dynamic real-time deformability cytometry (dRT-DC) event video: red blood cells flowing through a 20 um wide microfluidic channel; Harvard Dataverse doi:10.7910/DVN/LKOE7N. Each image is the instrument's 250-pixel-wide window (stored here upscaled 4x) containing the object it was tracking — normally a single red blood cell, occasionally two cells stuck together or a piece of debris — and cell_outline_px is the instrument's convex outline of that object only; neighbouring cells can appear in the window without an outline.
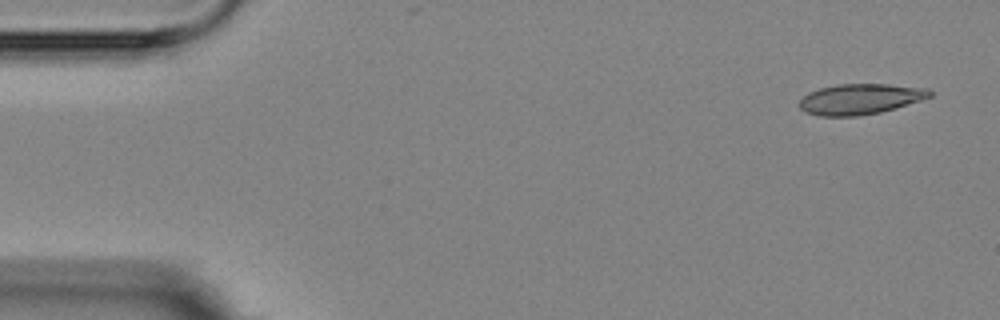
{"species": "Egyptian fruit bat (a non-hibernating species)", "species_latin": "Rousettus aegyptiacus", "temperature_condition": "room temperature", "stored_images_in_passage": 4, "camera_frame_rate_fps": 3000, "um_per_image_px": 0.085, "animal": {"sex": "female"}, "frame": {"image": 1, "passage_image": 1, "time_ms": 0.0, "image_size_px": [1000, 320], "cell_outline_px": [[932, 96], [896, 108], [880, 112], [856, 116], [820, 116], [804, 112], [800, 108], [800, 100], [808, 92], [820, 88], [836, 84], [888, 84], [928, 88], [932, 92]], "centroid_in_image_um": [73.11, 8.41], "position_along_channel_um": 11.9, "area_um2": 23.24}}
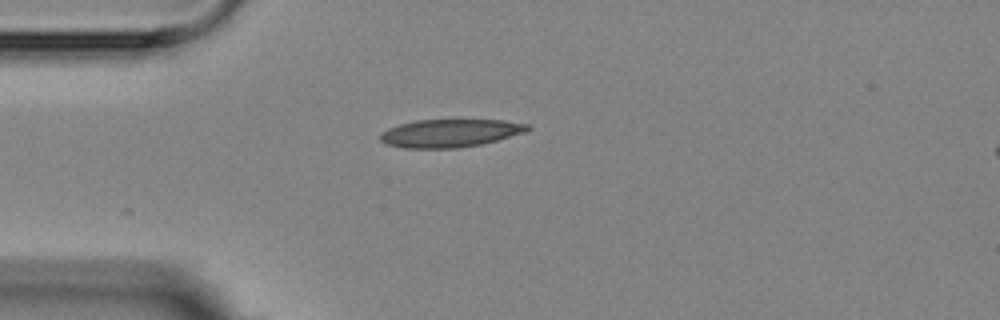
{"frame": {"image": 2, "passage_image": 4, "time_ms": 3.667, "image_size_px": [1000, 320], "cell_outline_px": [[532, 128], [524, 132], [496, 140], [480, 144], [456, 148], [404, 148], [384, 144], [380, 140], [380, 132], [388, 128], [400, 124], [416, 120], [504, 120], [532, 124]], "centroid_in_image_um": [38.24, 11.31], "position_along_channel_um": 46.8, "area_um2": 24.04}}